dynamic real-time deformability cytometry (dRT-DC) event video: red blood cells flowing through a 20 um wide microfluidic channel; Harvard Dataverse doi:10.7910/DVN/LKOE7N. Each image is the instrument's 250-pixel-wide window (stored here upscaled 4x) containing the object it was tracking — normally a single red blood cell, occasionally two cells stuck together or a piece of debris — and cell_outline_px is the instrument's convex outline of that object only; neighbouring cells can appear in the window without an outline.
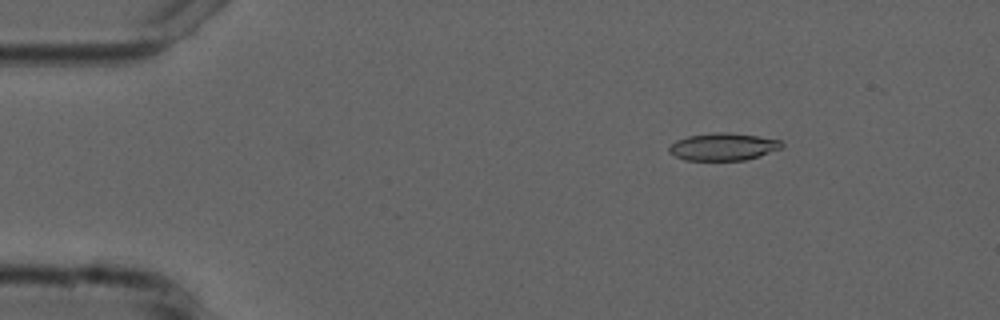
{"species": "common noctule bat (a hibernating species)", "species_latin": "Nyctalus noctula", "temperature_condition": "cold", "stored_images_in_passage": 4, "camera_frame_rate_fps": 3000, "um_per_image_px": 0.085, "animal": {"sex": "male", "forearm_length_mm": 52.5}, "frame": {"image": 1, "passage_image": 2, "time_ms": 1.0, "image_size_px": [1000, 320], "cell_outline_px": [[784, 144], [780, 148], [760, 156], [744, 160], [684, 160], [668, 152], [668, 148], [676, 140], [688, 136], [712, 132], [728, 132], [756, 136], [780, 140]], "centroid_in_image_um": [61.44, 12.47], "position_along_channel_um": 23.6, "area_um2": 17.92}}
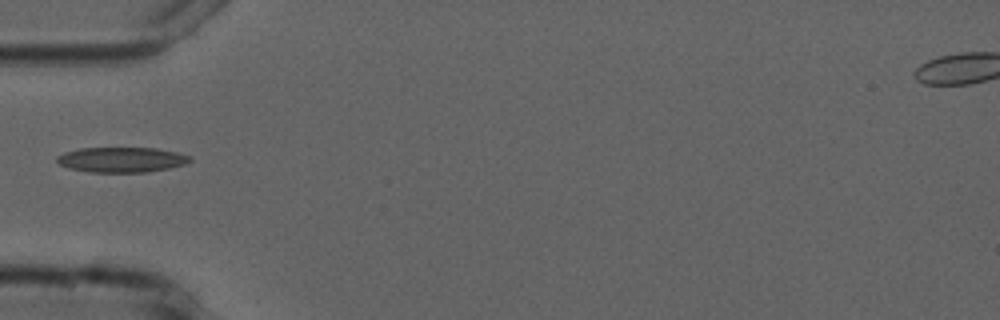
{"frame": {"image": 2, "passage_image": 4, "time_ms": 4.333, "image_size_px": [1000, 320], "cell_outline_px": [[192, 160], [184, 164], [168, 168], [148, 172], [88, 172], [68, 168], [60, 164], [56, 160], [56, 156], [64, 152], [80, 148], [156, 148], [176, 152], [192, 156]], "centroid_in_image_um": [10.32, 13.57], "position_along_channel_um": 74.7, "area_um2": 19.54}}